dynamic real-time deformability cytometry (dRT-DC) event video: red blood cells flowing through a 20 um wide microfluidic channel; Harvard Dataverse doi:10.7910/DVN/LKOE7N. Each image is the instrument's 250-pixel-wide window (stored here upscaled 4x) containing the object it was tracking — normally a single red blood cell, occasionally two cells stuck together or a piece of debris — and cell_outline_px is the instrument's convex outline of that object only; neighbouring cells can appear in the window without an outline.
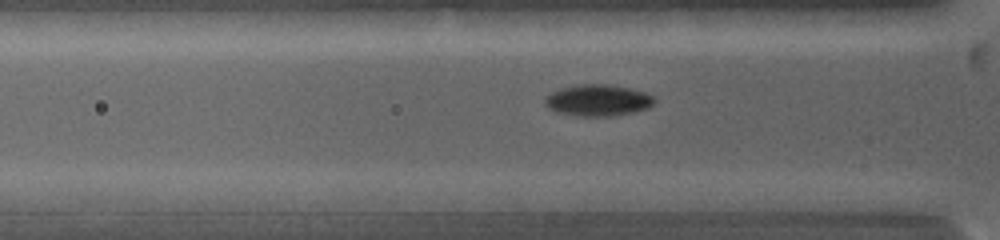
{"species": "common noctule bat (a hibernating species)", "species_latin": "Nyctalus noctula", "temperature_condition": "warm", "stored_images_in_passage": 46, "camera_frame_rate_fps": 5000, "um_per_image_px": 0.085, "animal": {"sex": "female", "body_mass_g": 19.0, "forearm_length_mm": 53.3}, "frame": {"image": 1, "passage_image": 2, "time_ms": 0.2, "image_size_px": [1000, 240], "cell_outline_px": [[656, 100], [648, 108], [632, 112], [612, 116], [576, 116], [556, 112], [548, 108], [544, 104], [544, 96], [560, 88], [580, 84], [608, 84], [628, 88], [644, 92], [652, 96]], "centroid_in_image_um": [50.77, 8.53], "position_along_channel_um": 75.0, "area_um2": 20.11}}
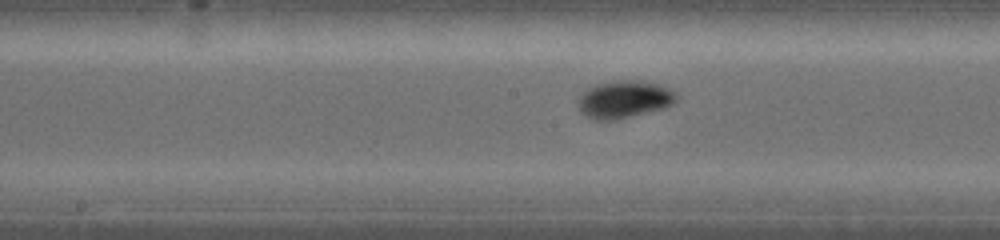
{"frame": {"image": 2, "passage_image": 20, "time_ms": 3.2, "image_size_px": [1000, 240], "cell_outline_px": [[676, 100], [672, 104], [664, 108], [616, 120], [596, 120], [580, 112], [576, 100], [588, 88], [596, 84], [616, 80], [640, 80], [656, 84], [668, 88], [676, 92]], "centroid_in_image_um": [53.03, 8.44], "position_along_channel_um": 195.2, "area_um2": 21.44}}
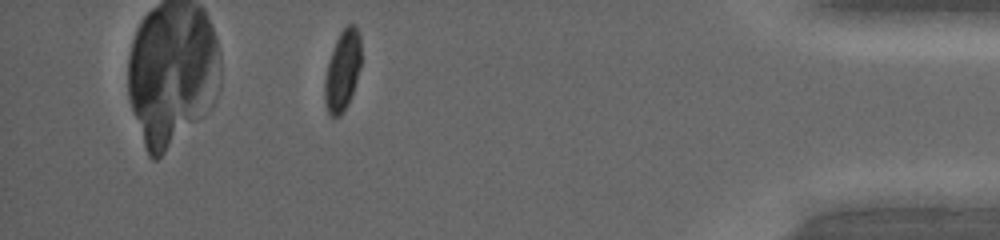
{"frame": {"image": 3, "passage_image": 40, "time_ms": 9.8, "image_size_px": [1000, 240], "cell_outline_px": [[360, 68], [348, 104], [340, 116], [332, 116], [328, 112], [324, 100], [324, 80], [328, 60], [336, 40], [340, 32], [348, 24], [352, 24], [356, 28], [360, 36]], "centroid_in_image_um": [29.09, 6.0], "position_along_channel_um": 406.1, "area_um2": 16.94}}